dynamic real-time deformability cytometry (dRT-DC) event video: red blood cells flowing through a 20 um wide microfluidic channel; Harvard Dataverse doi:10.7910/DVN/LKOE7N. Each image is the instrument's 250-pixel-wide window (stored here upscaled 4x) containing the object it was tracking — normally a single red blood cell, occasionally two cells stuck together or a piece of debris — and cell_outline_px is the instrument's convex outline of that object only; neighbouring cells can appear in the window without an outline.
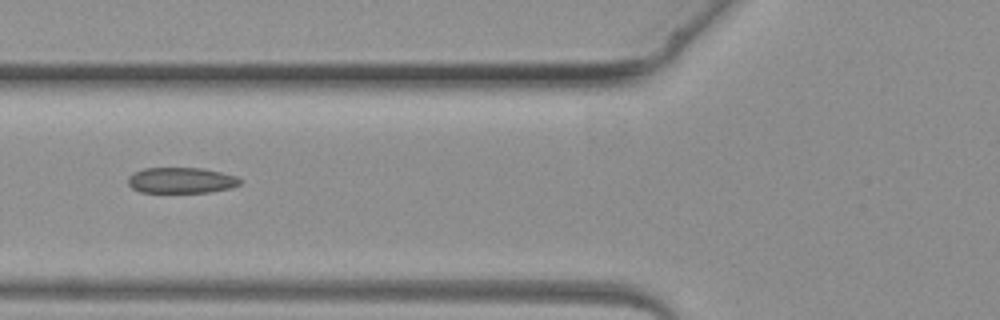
{"species": "common noctule bat (a hibernating species)", "species_latin": "Nyctalus noctula", "temperature_condition": "warm", "stored_images_in_passage": 5, "camera_frame_rate_fps": 3000, "um_per_image_px": 0.085, "animal": {"sex": "female", "body_mass_g": 19.3, "forearm_length_mm": 54.1}, "frame": {"image": 1, "passage_image": 5, "time_ms": 4.667, "image_size_px": [1000, 320], "cell_outline_px": [[240, 184], [232, 188], [208, 192], [140, 192], [132, 188], [128, 184], [128, 176], [132, 172], [144, 168], [204, 168], [236, 176], [240, 180]], "centroid_in_image_um": [15.37, 15.32], "position_along_channel_um": 110.4, "area_um2": 16.88}}